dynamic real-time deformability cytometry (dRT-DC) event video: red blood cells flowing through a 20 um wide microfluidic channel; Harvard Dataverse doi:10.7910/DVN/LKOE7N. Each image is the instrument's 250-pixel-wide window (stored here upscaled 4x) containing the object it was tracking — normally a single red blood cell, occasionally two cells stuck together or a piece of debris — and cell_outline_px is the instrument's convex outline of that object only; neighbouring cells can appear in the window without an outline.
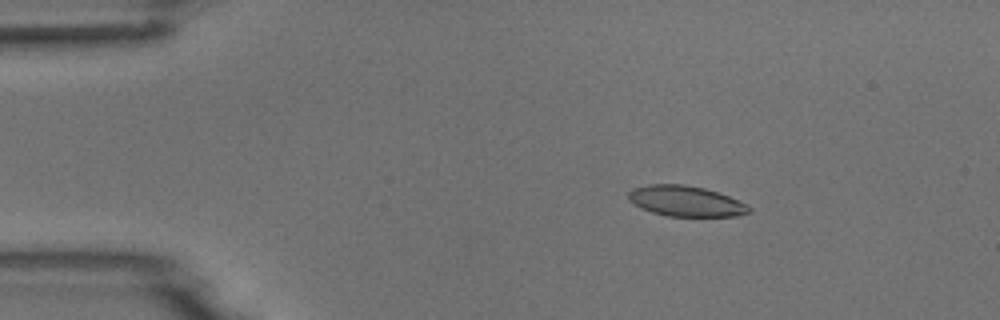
{"species": "common noctule bat (a hibernating species)", "species_latin": "Nyctalus noctula", "temperature_condition": "room temperature", "stored_images_in_passage": 3, "camera_frame_rate_fps": 3000, "um_per_image_px": 0.085, "animal": {"sex": "male", "body_mass_g": 18.8}, "frame": {"image": 1, "passage_image": 1, "time_ms": 0.0, "image_size_px": [1000, 320], "cell_outline_px": [[752, 208], [748, 212], [736, 216], [668, 216], [652, 212], [640, 208], [628, 200], [628, 192], [632, 188], [648, 184], [684, 184], [704, 188], [728, 196]], "centroid_in_image_um": [58.22, 17.09], "position_along_channel_um": 26.8, "area_um2": 21.33}}